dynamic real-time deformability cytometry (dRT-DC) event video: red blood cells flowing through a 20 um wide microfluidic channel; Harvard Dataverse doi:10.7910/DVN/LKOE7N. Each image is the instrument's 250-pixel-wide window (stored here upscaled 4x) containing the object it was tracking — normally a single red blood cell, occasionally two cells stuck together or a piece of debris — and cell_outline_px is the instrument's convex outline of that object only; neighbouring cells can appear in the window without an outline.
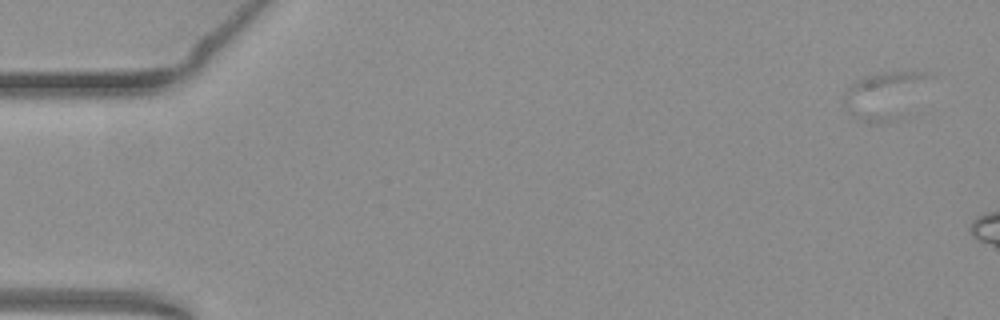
{"species": "common noctule bat (a hibernating species)", "species_latin": "Nyctalus noctula", "temperature_condition": "warm", "stored_images_in_passage": 16, "camera_frame_rate_fps": 3000, "um_per_image_px": 0.085, "animal": {"sex": "female", "body_mass_g": 19.3, "forearm_length_mm": 54.1}, "frame": {"image": 1, "passage_image": 3, "time_ms": 0.667, "image_size_px": [1000, 320], "cell_outline_px": [[932, 76], [900, 120], [880, 124], [864, 124], [848, 112], [844, 108], [844, 96], [848, 88], [856, 80], [864, 76], [884, 72], [924, 72]], "centroid_in_image_um": [75.13, 8.15], "position_along_channel_um": 9.9, "area_um2": 23.64}}